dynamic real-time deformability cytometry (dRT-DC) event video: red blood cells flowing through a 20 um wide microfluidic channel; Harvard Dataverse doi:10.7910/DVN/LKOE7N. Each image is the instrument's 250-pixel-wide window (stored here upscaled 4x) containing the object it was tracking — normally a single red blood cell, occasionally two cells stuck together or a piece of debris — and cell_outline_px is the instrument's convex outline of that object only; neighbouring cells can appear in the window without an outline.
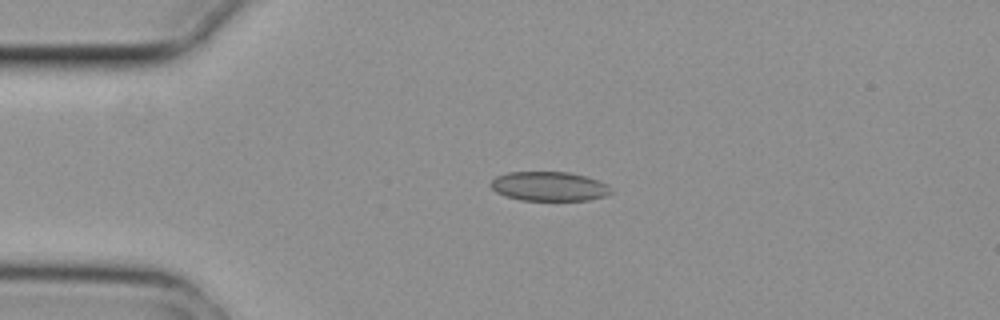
{"species": "common noctule bat (a hibernating species)", "species_latin": "Nyctalus noctula", "temperature_condition": "cold", "stored_images_in_passage": 2, "camera_frame_rate_fps": 3000, "um_per_image_px": 0.085, "animal": {"sex": "female", "body_mass_g": 29.2, "forearm_length_mm": 56.3}, "frame": {"image": 1, "passage_image": 1, "time_ms": 0.0, "image_size_px": [1000, 320], "cell_outline_px": [[612, 192], [604, 196], [588, 200], [520, 200], [504, 196], [496, 192], [488, 184], [496, 176], [508, 172], [568, 172], [600, 180], [608, 184], [612, 188]], "centroid_in_image_um": [46.67, 15.84], "position_along_channel_um": 38.3, "area_um2": 20.69}}